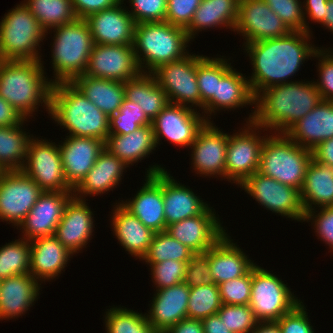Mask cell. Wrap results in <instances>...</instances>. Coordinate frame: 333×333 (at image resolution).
<instances>
[{"mask_svg": "<svg viewBox=\"0 0 333 333\" xmlns=\"http://www.w3.org/2000/svg\"><path fill=\"white\" fill-rule=\"evenodd\" d=\"M312 36L309 32L291 31L284 37L245 44L244 52L253 67L252 76L247 78L254 97L270 87L293 82L288 79L319 49L310 42Z\"/></svg>", "mask_w": 333, "mask_h": 333, "instance_id": "obj_1", "label": "cell"}, {"mask_svg": "<svg viewBox=\"0 0 333 333\" xmlns=\"http://www.w3.org/2000/svg\"><path fill=\"white\" fill-rule=\"evenodd\" d=\"M303 81L295 80L259 92L254 99V111L251 110L246 122L270 130L267 131L270 134H284L322 101L313 80Z\"/></svg>", "mask_w": 333, "mask_h": 333, "instance_id": "obj_2", "label": "cell"}, {"mask_svg": "<svg viewBox=\"0 0 333 333\" xmlns=\"http://www.w3.org/2000/svg\"><path fill=\"white\" fill-rule=\"evenodd\" d=\"M43 64L35 60H0V96L27 120L36 115L40 104L50 114L53 83Z\"/></svg>", "mask_w": 333, "mask_h": 333, "instance_id": "obj_3", "label": "cell"}, {"mask_svg": "<svg viewBox=\"0 0 333 333\" xmlns=\"http://www.w3.org/2000/svg\"><path fill=\"white\" fill-rule=\"evenodd\" d=\"M49 116L68 130V136L91 137L105 142L109 135V116L71 82L53 84Z\"/></svg>", "mask_w": 333, "mask_h": 333, "instance_id": "obj_4", "label": "cell"}, {"mask_svg": "<svg viewBox=\"0 0 333 333\" xmlns=\"http://www.w3.org/2000/svg\"><path fill=\"white\" fill-rule=\"evenodd\" d=\"M189 42L185 28L166 21L136 24L133 47L141 72L152 73L160 65L182 59L189 54Z\"/></svg>", "mask_w": 333, "mask_h": 333, "instance_id": "obj_5", "label": "cell"}, {"mask_svg": "<svg viewBox=\"0 0 333 333\" xmlns=\"http://www.w3.org/2000/svg\"><path fill=\"white\" fill-rule=\"evenodd\" d=\"M51 57L54 70L53 84L71 82L84 74L94 45L89 26L85 19L53 28Z\"/></svg>", "mask_w": 333, "mask_h": 333, "instance_id": "obj_6", "label": "cell"}, {"mask_svg": "<svg viewBox=\"0 0 333 333\" xmlns=\"http://www.w3.org/2000/svg\"><path fill=\"white\" fill-rule=\"evenodd\" d=\"M271 134L264 140L257 172L301 190L307 167L313 158L312 151L285 134Z\"/></svg>", "mask_w": 333, "mask_h": 333, "instance_id": "obj_7", "label": "cell"}, {"mask_svg": "<svg viewBox=\"0 0 333 333\" xmlns=\"http://www.w3.org/2000/svg\"><path fill=\"white\" fill-rule=\"evenodd\" d=\"M0 20V60L42 61L40 43L46 31L23 2Z\"/></svg>", "mask_w": 333, "mask_h": 333, "instance_id": "obj_8", "label": "cell"}, {"mask_svg": "<svg viewBox=\"0 0 333 333\" xmlns=\"http://www.w3.org/2000/svg\"><path fill=\"white\" fill-rule=\"evenodd\" d=\"M282 279L256 264L252 268L250 309L259 322L278 321L301 302Z\"/></svg>", "mask_w": 333, "mask_h": 333, "instance_id": "obj_9", "label": "cell"}, {"mask_svg": "<svg viewBox=\"0 0 333 333\" xmlns=\"http://www.w3.org/2000/svg\"><path fill=\"white\" fill-rule=\"evenodd\" d=\"M240 130L242 131L232 135L228 134L225 162V179L229 182L233 181L231 183L238 187L249 176L258 171L261 149L268 136V133L260 136V133L267 131V129L253 122H246Z\"/></svg>", "mask_w": 333, "mask_h": 333, "instance_id": "obj_10", "label": "cell"}, {"mask_svg": "<svg viewBox=\"0 0 333 333\" xmlns=\"http://www.w3.org/2000/svg\"><path fill=\"white\" fill-rule=\"evenodd\" d=\"M266 210L298 222H304L305 210L301 191L255 172L239 185Z\"/></svg>", "mask_w": 333, "mask_h": 333, "instance_id": "obj_11", "label": "cell"}, {"mask_svg": "<svg viewBox=\"0 0 333 333\" xmlns=\"http://www.w3.org/2000/svg\"><path fill=\"white\" fill-rule=\"evenodd\" d=\"M22 171L43 191L73 192L63 171L59 143L33 137L29 141Z\"/></svg>", "mask_w": 333, "mask_h": 333, "instance_id": "obj_12", "label": "cell"}, {"mask_svg": "<svg viewBox=\"0 0 333 333\" xmlns=\"http://www.w3.org/2000/svg\"><path fill=\"white\" fill-rule=\"evenodd\" d=\"M165 91L169 103L201 109L197 83V55L188 54L180 60L160 65L152 72ZM199 107V108H197Z\"/></svg>", "mask_w": 333, "mask_h": 333, "instance_id": "obj_13", "label": "cell"}, {"mask_svg": "<svg viewBox=\"0 0 333 333\" xmlns=\"http://www.w3.org/2000/svg\"><path fill=\"white\" fill-rule=\"evenodd\" d=\"M43 190L22 170L0 173V219L18 229Z\"/></svg>", "mask_w": 333, "mask_h": 333, "instance_id": "obj_14", "label": "cell"}, {"mask_svg": "<svg viewBox=\"0 0 333 333\" xmlns=\"http://www.w3.org/2000/svg\"><path fill=\"white\" fill-rule=\"evenodd\" d=\"M163 170L165 168L158 164L149 166L142 188L132 199L120 200L128 211L154 232H163L167 227L163 202Z\"/></svg>", "mask_w": 333, "mask_h": 333, "instance_id": "obj_15", "label": "cell"}, {"mask_svg": "<svg viewBox=\"0 0 333 333\" xmlns=\"http://www.w3.org/2000/svg\"><path fill=\"white\" fill-rule=\"evenodd\" d=\"M206 121L203 114L193 108L168 103L151 122L156 145L165 138L171 144L189 148Z\"/></svg>", "mask_w": 333, "mask_h": 333, "instance_id": "obj_16", "label": "cell"}, {"mask_svg": "<svg viewBox=\"0 0 333 333\" xmlns=\"http://www.w3.org/2000/svg\"><path fill=\"white\" fill-rule=\"evenodd\" d=\"M141 73L133 44L102 45L94 44L84 72L93 78L120 82L137 77Z\"/></svg>", "mask_w": 333, "mask_h": 333, "instance_id": "obj_17", "label": "cell"}, {"mask_svg": "<svg viewBox=\"0 0 333 333\" xmlns=\"http://www.w3.org/2000/svg\"><path fill=\"white\" fill-rule=\"evenodd\" d=\"M234 32L242 34L243 45L278 37L291 32L286 24L263 0H239Z\"/></svg>", "mask_w": 333, "mask_h": 333, "instance_id": "obj_18", "label": "cell"}, {"mask_svg": "<svg viewBox=\"0 0 333 333\" xmlns=\"http://www.w3.org/2000/svg\"><path fill=\"white\" fill-rule=\"evenodd\" d=\"M212 122L211 120L206 121L189 147L192 150V168L199 176L221 177V180L223 178L225 180L228 134Z\"/></svg>", "mask_w": 333, "mask_h": 333, "instance_id": "obj_19", "label": "cell"}, {"mask_svg": "<svg viewBox=\"0 0 333 333\" xmlns=\"http://www.w3.org/2000/svg\"><path fill=\"white\" fill-rule=\"evenodd\" d=\"M216 215L209 206L202 214L173 223L165 231L194 253H204L227 233Z\"/></svg>", "mask_w": 333, "mask_h": 333, "instance_id": "obj_20", "label": "cell"}, {"mask_svg": "<svg viewBox=\"0 0 333 333\" xmlns=\"http://www.w3.org/2000/svg\"><path fill=\"white\" fill-rule=\"evenodd\" d=\"M73 197V192L43 191L35 205L19 225L27 241L55 235L65 207Z\"/></svg>", "mask_w": 333, "mask_h": 333, "instance_id": "obj_21", "label": "cell"}, {"mask_svg": "<svg viewBox=\"0 0 333 333\" xmlns=\"http://www.w3.org/2000/svg\"><path fill=\"white\" fill-rule=\"evenodd\" d=\"M121 1L116 6L88 16L94 44L130 45L134 42L136 22Z\"/></svg>", "mask_w": 333, "mask_h": 333, "instance_id": "obj_22", "label": "cell"}, {"mask_svg": "<svg viewBox=\"0 0 333 333\" xmlns=\"http://www.w3.org/2000/svg\"><path fill=\"white\" fill-rule=\"evenodd\" d=\"M86 203V200L73 196L55 232L58 241L73 255L86 248L94 232V214Z\"/></svg>", "mask_w": 333, "mask_h": 333, "instance_id": "obj_23", "label": "cell"}, {"mask_svg": "<svg viewBox=\"0 0 333 333\" xmlns=\"http://www.w3.org/2000/svg\"><path fill=\"white\" fill-rule=\"evenodd\" d=\"M105 142L91 137L66 136L59 143L64 176L74 189L94 166Z\"/></svg>", "mask_w": 333, "mask_h": 333, "instance_id": "obj_24", "label": "cell"}, {"mask_svg": "<svg viewBox=\"0 0 333 333\" xmlns=\"http://www.w3.org/2000/svg\"><path fill=\"white\" fill-rule=\"evenodd\" d=\"M190 287L184 282L155 291L148 306V322L159 332L165 333L170 327L187 318Z\"/></svg>", "mask_w": 333, "mask_h": 333, "instance_id": "obj_25", "label": "cell"}, {"mask_svg": "<svg viewBox=\"0 0 333 333\" xmlns=\"http://www.w3.org/2000/svg\"><path fill=\"white\" fill-rule=\"evenodd\" d=\"M231 236L225 234L205 253L209 258L210 272L216 285L246 275L255 265L243 249L232 242Z\"/></svg>", "mask_w": 333, "mask_h": 333, "instance_id": "obj_26", "label": "cell"}, {"mask_svg": "<svg viewBox=\"0 0 333 333\" xmlns=\"http://www.w3.org/2000/svg\"><path fill=\"white\" fill-rule=\"evenodd\" d=\"M40 285L30 273L0 280V321L22 317L38 299Z\"/></svg>", "mask_w": 333, "mask_h": 333, "instance_id": "obj_27", "label": "cell"}, {"mask_svg": "<svg viewBox=\"0 0 333 333\" xmlns=\"http://www.w3.org/2000/svg\"><path fill=\"white\" fill-rule=\"evenodd\" d=\"M128 166L106 148L100 153L94 166L87 175L73 189L75 198L84 199L90 196H99L108 193L119 186L123 172ZM99 194V195H98Z\"/></svg>", "mask_w": 333, "mask_h": 333, "instance_id": "obj_28", "label": "cell"}, {"mask_svg": "<svg viewBox=\"0 0 333 333\" xmlns=\"http://www.w3.org/2000/svg\"><path fill=\"white\" fill-rule=\"evenodd\" d=\"M73 256L55 235L30 241V274L38 282L57 278Z\"/></svg>", "mask_w": 333, "mask_h": 333, "instance_id": "obj_29", "label": "cell"}, {"mask_svg": "<svg viewBox=\"0 0 333 333\" xmlns=\"http://www.w3.org/2000/svg\"><path fill=\"white\" fill-rule=\"evenodd\" d=\"M284 134L311 151L324 140L333 138V101L322 100Z\"/></svg>", "mask_w": 333, "mask_h": 333, "instance_id": "obj_30", "label": "cell"}, {"mask_svg": "<svg viewBox=\"0 0 333 333\" xmlns=\"http://www.w3.org/2000/svg\"><path fill=\"white\" fill-rule=\"evenodd\" d=\"M111 213L113 236L121 246L139 261L146 255L155 232L146 227L135 215L120 202L115 203Z\"/></svg>", "mask_w": 333, "mask_h": 333, "instance_id": "obj_31", "label": "cell"}, {"mask_svg": "<svg viewBox=\"0 0 333 333\" xmlns=\"http://www.w3.org/2000/svg\"><path fill=\"white\" fill-rule=\"evenodd\" d=\"M163 202L166 226L200 215L210 206L166 170H163Z\"/></svg>", "mask_w": 333, "mask_h": 333, "instance_id": "obj_32", "label": "cell"}, {"mask_svg": "<svg viewBox=\"0 0 333 333\" xmlns=\"http://www.w3.org/2000/svg\"><path fill=\"white\" fill-rule=\"evenodd\" d=\"M255 97L249 86L246 75L231 67L221 78L217 80L216 94L213 100L204 108L203 116L207 121L211 115L220 110H236L237 108L253 106ZM210 114V115H209ZM210 116V117H208Z\"/></svg>", "mask_w": 333, "mask_h": 333, "instance_id": "obj_33", "label": "cell"}, {"mask_svg": "<svg viewBox=\"0 0 333 333\" xmlns=\"http://www.w3.org/2000/svg\"><path fill=\"white\" fill-rule=\"evenodd\" d=\"M238 5L239 0H201L191 23L185 29L187 36L193 41L202 30L222 26L233 31L237 22Z\"/></svg>", "mask_w": 333, "mask_h": 333, "instance_id": "obj_34", "label": "cell"}, {"mask_svg": "<svg viewBox=\"0 0 333 333\" xmlns=\"http://www.w3.org/2000/svg\"><path fill=\"white\" fill-rule=\"evenodd\" d=\"M105 148L117 156L128 167L143 160L156 150L152 125L139 127L136 131L126 135L109 134L105 141Z\"/></svg>", "mask_w": 333, "mask_h": 333, "instance_id": "obj_35", "label": "cell"}, {"mask_svg": "<svg viewBox=\"0 0 333 333\" xmlns=\"http://www.w3.org/2000/svg\"><path fill=\"white\" fill-rule=\"evenodd\" d=\"M300 191L305 212L333 206V167L312 158Z\"/></svg>", "mask_w": 333, "mask_h": 333, "instance_id": "obj_36", "label": "cell"}, {"mask_svg": "<svg viewBox=\"0 0 333 333\" xmlns=\"http://www.w3.org/2000/svg\"><path fill=\"white\" fill-rule=\"evenodd\" d=\"M71 83L107 116L115 114L125 98L124 83L82 74Z\"/></svg>", "mask_w": 333, "mask_h": 333, "instance_id": "obj_37", "label": "cell"}, {"mask_svg": "<svg viewBox=\"0 0 333 333\" xmlns=\"http://www.w3.org/2000/svg\"><path fill=\"white\" fill-rule=\"evenodd\" d=\"M125 99L138 103L152 122L169 103L165 91L158 85L152 73L141 72L124 82Z\"/></svg>", "mask_w": 333, "mask_h": 333, "instance_id": "obj_38", "label": "cell"}, {"mask_svg": "<svg viewBox=\"0 0 333 333\" xmlns=\"http://www.w3.org/2000/svg\"><path fill=\"white\" fill-rule=\"evenodd\" d=\"M24 124L0 126V169L2 171L22 170L24 167L28 144L33 137L25 131V128L23 129Z\"/></svg>", "mask_w": 333, "mask_h": 333, "instance_id": "obj_39", "label": "cell"}, {"mask_svg": "<svg viewBox=\"0 0 333 333\" xmlns=\"http://www.w3.org/2000/svg\"><path fill=\"white\" fill-rule=\"evenodd\" d=\"M22 2L38 20L46 31V35L52 32L53 28L77 19L71 0H24Z\"/></svg>", "mask_w": 333, "mask_h": 333, "instance_id": "obj_40", "label": "cell"}, {"mask_svg": "<svg viewBox=\"0 0 333 333\" xmlns=\"http://www.w3.org/2000/svg\"><path fill=\"white\" fill-rule=\"evenodd\" d=\"M231 67L230 58L197 55V83L201 94V110L204 111V108L213 100L217 80H220Z\"/></svg>", "mask_w": 333, "mask_h": 333, "instance_id": "obj_41", "label": "cell"}, {"mask_svg": "<svg viewBox=\"0 0 333 333\" xmlns=\"http://www.w3.org/2000/svg\"><path fill=\"white\" fill-rule=\"evenodd\" d=\"M104 314L107 333H159L148 322L146 314L132 309L112 306Z\"/></svg>", "mask_w": 333, "mask_h": 333, "instance_id": "obj_42", "label": "cell"}, {"mask_svg": "<svg viewBox=\"0 0 333 333\" xmlns=\"http://www.w3.org/2000/svg\"><path fill=\"white\" fill-rule=\"evenodd\" d=\"M30 273V241L16 239L0 247V280Z\"/></svg>", "mask_w": 333, "mask_h": 333, "instance_id": "obj_43", "label": "cell"}, {"mask_svg": "<svg viewBox=\"0 0 333 333\" xmlns=\"http://www.w3.org/2000/svg\"><path fill=\"white\" fill-rule=\"evenodd\" d=\"M195 253L167 234L166 231L155 232L143 261L146 263H161L166 260H176L187 263Z\"/></svg>", "mask_w": 333, "mask_h": 333, "instance_id": "obj_44", "label": "cell"}, {"mask_svg": "<svg viewBox=\"0 0 333 333\" xmlns=\"http://www.w3.org/2000/svg\"><path fill=\"white\" fill-rule=\"evenodd\" d=\"M222 306L218 285H201L190 288L187 318L203 320L217 314Z\"/></svg>", "mask_w": 333, "mask_h": 333, "instance_id": "obj_45", "label": "cell"}, {"mask_svg": "<svg viewBox=\"0 0 333 333\" xmlns=\"http://www.w3.org/2000/svg\"><path fill=\"white\" fill-rule=\"evenodd\" d=\"M146 125L151 121L139 104L124 98L119 110L109 117V134L126 135Z\"/></svg>", "mask_w": 333, "mask_h": 333, "instance_id": "obj_46", "label": "cell"}, {"mask_svg": "<svg viewBox=\"0 0 333 333\" xmlns=\"http://www.w3.org/2000/svg\"><path fill=\"white\" fill-rule=\"evenodd\" d=\"M217 314L232 333H251L259 322L249 305L222 304Z\"/></svg>", "mask_w": 333, "mask_h": 333, "instance_id": "obj_47", "label": "cell"}, {"mask_svg": "<svg viewBox=\"0 0 333 333\" xmlns=\"http://www.w3.org/2000/svg\"><path fill=\"white\" fill-rule=\"evenodd\" d=\"M151 269L152 282L156 290L168 288L184 281L187 263L166 260L161 263H146Z\"/></svg>", "mask_w": 333, "mask_h": 333, "instance_id": "obj_48", "label": "cell"}, {"mask_svg": "<svg viewBox=\"0 0 333 333\" xmlns=\"http://www.w3.org/2000/svg\"><path fill=\"white\" fill-rule=\"evenodd\" d=\"M252 269L239 278L218 285L222 304L249 305L251 298Z\"/></svg>", "mask_w": 333, "mask_h": 333, "instance_id": "obj_49", "label": "cell"}, {"mask_svg": "<svg viewBox=\"0 0 333 333\" xmlns=\"http://www.w3.org/2000/svg\"><path fill=\"white\" fill-rule=\"evenodd\" d=\"M291 31L305 32V16L300 0H263Z\"/></svg>", "mask_w": 333, "mask_h": 333, "instance_id": "obj_50", "label": "cell"}, {"mask_svg": "<svg viewBox=\"0 0 333 333\" xmlns=\"http://www.w3.org/2000/svg\"><path fill=\"white\" fill-rule=\"evenodd\" d=\"M320 47L313 58L318 60V80L313 81L322 100L333 101V49ZM320 80V81H319Z\"/></svg>", "mask_w": 333, "mask_h": 333, "instance_id": "obj_51", "label": "cell"}, {"mask_svg": "<svg viewBox=\"0 0 333 333\" xmlns=\"http://www.w3.org/2000/svg\"><path fill=\"white\" fill-rule=\"evenodd\" d=\"M129 3H131L129 6L132 8L128 12L136 24L165 21L167 0H129Z\"/></svg>", "mask_w": 333, "mask_h": 333, "instance_id": "obj_52", "label": "cell"}, {"mask_svg": "<svg viewBox=\"0 0 333 333\" xmlns=\"http://www.w3.org/2000/svg\"><path fill=\"white\" fill-rule=\"evenodd\" d=\"M316 209L318 208L306 212L304 222L312 221L311 225L314 224L313 229L318 239L328 244L330 251H333V206L321 207L318 211Z\"/></svg>", "mask_w": 333, "mask_h": 333, "instance_id": "obj_53", "label": "cell"}, {"mask_svg": "<svg viewBox=\"0 0 333 333\" xmlns=\"http://www.w3.org/2000/svg\"><path fill=\"white\" fill-rule=\"evenodd\" d=\"M183 282L190 288L215 284L210 272L209 258L205 252L195 253L187 262Z\"/></svg>", "mask_w": 333, "mask_h": 333, "instance_id": "obj_54", "label": "cell"}, {"mask_svg": "<svg viewBox=\"0 0 333 333\" xmlns=\"http://www.w3.org/2000/svg\"><path fill=\"white\" fill-rule=\"evenodd\" d=\"M165 21L179 27L187 28L201 0H167Z\"/></svg>", "mask_w": 333, "mask_h": 333, "instance_id": "obj_55", "label": "cell"}, {"mask_svg": "<svg viewBox=\"0 0 333 333\" xmlns=\"http://www.w3.org/2000/svg\"><path fill=\"white\" fill-rule=\"evenodd\" d=\"M306 310V306L301 301L290 312L276 321L281 333H315Z\"/></svg>", "mask_w": 333, "mask_h": 333, "instance_id": "obj_56", "label": "cell"}, {"mask_svg": "<svg viewBox=\"0 0 333 333\" xmlns=\"http://www.w3.org/2000/svg\"><path fill=\"white\" fill-rule=\"evenodd\" d=\"M76 17L86 19L88 16L110 9L122 0H71Z\"/></svg>", "mask_w": 333, "mask_h": 333, "instance_id": "obj_57", "label": "cell"}, {"mask_svg": "<svg viewBox=\"0 0 333 333\" xmlns=\"http://www.w3.org/2000/svg\"><path fill=\"white\" fill-rule=\"evenodd\" d=\"M302 5L306 22L305 32L312 33L307 20L311 19L312 22L321 24L325 18L324 11L327 5V0H304Z\"/></svg>", "mask_w": 333, "mask_h": 333, "instance_id": "obj_58", "label": "cell"}, {"mask_svg": "<svg viewBox=\"0 0 333 333\" xmlns=\"http://www.w3.org/2000/svg\"><path fill=\"white\" fill-rule=\"evenodd\" d=\"M25 121L28 120L0 96V126H16Z\"/></svg>", "mask_w": 333, "mask_h": 333, "instance_id": "obj_59", "label": "cell"}, {"mask_svg": "<svg viewBox=\"0 0 333 333\" xmlns=\"http://www.w3.org/2000/svg\"><path fill=\"white\" fill-rule=\"evenodd\" d=\"M312 154L316 161L333 167V138L321 142Z\"/></svg>", "mask_w": 333, "mask_h": 333, "instance_id": "obj_60", "label": "cell"}, {"mask_svg": "<svg viewBox=\"0 0 333 333\" xmlns=\"http://www.w3.org/2000/svg\"><path fill=\"white\" fill-rule=\"evenodd\" d=\"M165 333H204L201 320L189 319L179 321Z\"/></svg>", "mask_w": 333, "mask_h": 333, "instance_id": "obj_61", "label": "cell"}, {"mask_svg": "<svg viewBox=\"0 0 333 333\" xmlns=\"http://www.w3.org/2000/svg\"><path fill=\"white\" fill-rule=\"evenodd\" d=\"M204 333H232L222 322L218 314L210 315L201 320Z\"/></svg>", "mask_w": 333, "mask_h": 333, "instance_id": "obj_62", "label": "cell"}, {"mask_svg": "<svg viewBox=\"0 0 333 333\" xmlns=\"http://www.w3.org/2000/svg\"><path fill=\"white\" fill-rule=\"evenodd\" d=\"M251 333H281V329L276 321L258 322Z\"/></svg>", "mask_w": 333, "mask_h": 333, "instance_id": "obj_63", "label": "cell"}, {"mask_svg": "<svg viewBox=\"0 0 333 333\" xmlns=\"http://www.w3.org/2000/svg\"><path fill=\"white\" fill-rule=\"evenodd\" d=\"M325 18L324 21L320 24L325 29L330 30L333 34V0H327V5L324 11Z\"/></svg>", "mask_w": 333, "mask_h": 333, "instance_id": "obj_64", "label": "cell"}]
</instances>
